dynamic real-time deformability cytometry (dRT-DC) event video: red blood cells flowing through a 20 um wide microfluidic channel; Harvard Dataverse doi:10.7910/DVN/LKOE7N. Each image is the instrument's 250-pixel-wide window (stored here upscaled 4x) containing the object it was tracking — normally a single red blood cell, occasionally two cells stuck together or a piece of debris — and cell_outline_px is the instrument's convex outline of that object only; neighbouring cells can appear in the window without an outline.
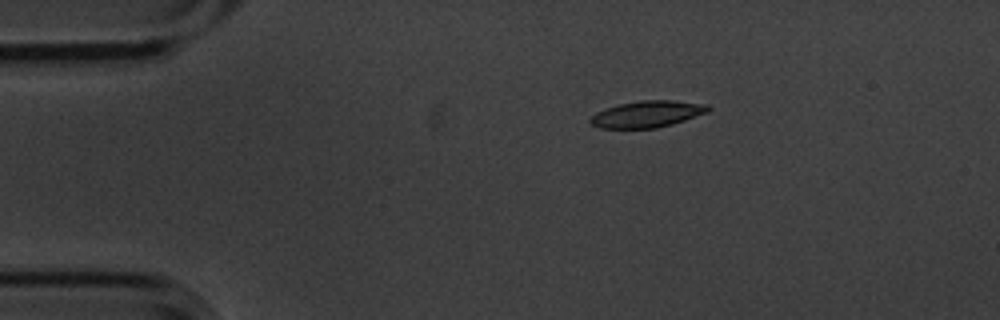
{"species": "common noctule bat (a hibernating species)", "species_latin": "Nyctalus noctula", "temperature_condition": "cold", "stored_images_in_passage": 4, "camera_frame_rate_fps": 3000, "um_per_image_px": 0.085, "animal": {"sex": "male", "body_mass_g": 20.1, "forearm_length_mm": 53.5}, "frame": {"image": 1, "passage_image": 1, "time_ms": 0.0, "image_size_px": [1000, 320], "cell_outline_px": [[712, 108], [708, 112], [672, 124], [656, 128], [600, 128], [592, 124], [588, 120], [596, 112], [604, 108], [620, 104], [640, 100], [672, 100], [708, 104]], "centroid_in_image_um": [55.02, 9.69], "position_along_channel_um": 30.0, "area_um2": 18.26}}
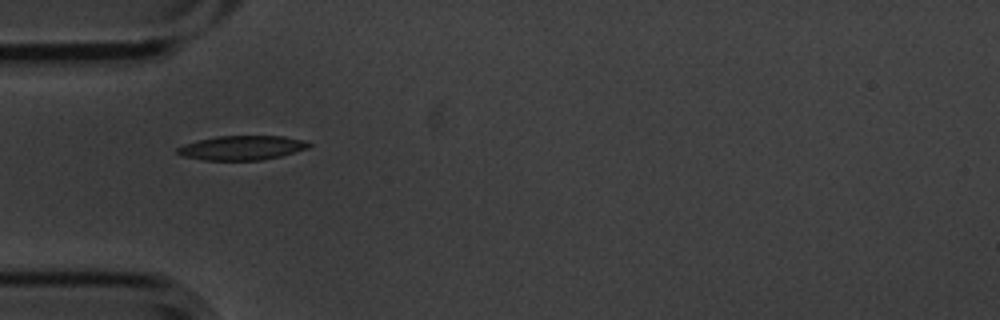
{"frame": {"image": 2, "passage_image": 3, "time_ms": 0.667, "image_size_px": [1000, 320], "cell_outline_px": [[312, 144], [308, 148], [280, 156], [260, 160], [204, 160], [184, 156], [176, 152], [176, 148], [184, 144], [216, 136], [284, 136], [304, 140]], "centroid_in_image_um": [20.57, 12.56], "position_along_channel_um": 64.4, "area_um2": 18.5}}
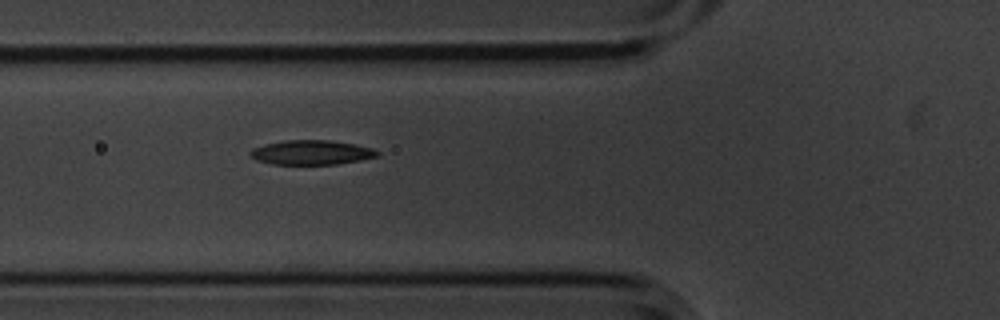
{"frame": {"image": 3, "passage_image": 4, "time_ms": 1.0, "image_size_px": [1000, 320], "cell_outline_px": [[380, 156], [336, 164], [272, 164], [256, 160], [248, 152], [252, 148], [264, 144], [284, 140], [328, 140], [356, 144], [372, 148], [380, 152]], "centroid_in_image_um": [26.46, 12.95], "position_along_channel_um": 99.3, "area_um2": 18.15}}